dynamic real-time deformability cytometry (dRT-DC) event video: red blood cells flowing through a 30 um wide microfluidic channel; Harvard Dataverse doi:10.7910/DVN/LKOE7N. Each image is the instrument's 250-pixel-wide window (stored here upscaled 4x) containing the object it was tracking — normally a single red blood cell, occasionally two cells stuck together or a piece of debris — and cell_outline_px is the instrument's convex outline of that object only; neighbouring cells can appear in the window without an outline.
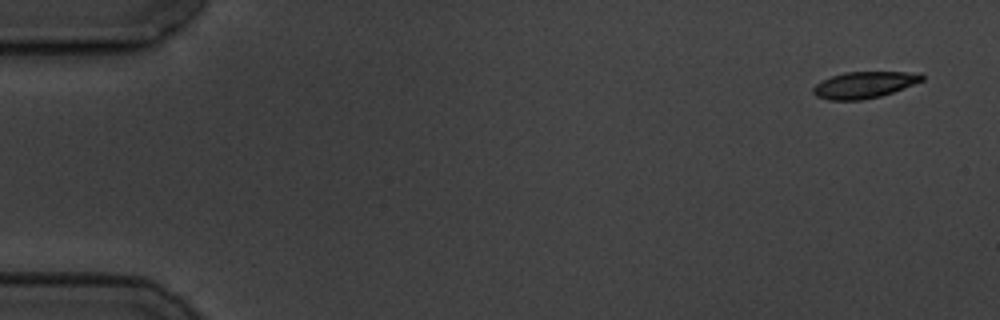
{"species": "common noctule bat (a hibernating species)", "species_latin": "Nyctalus noctula", "temperature_condition": "cold", "stored_images_in_passage": 5, "camera_frame_rate_fps": 3000, "um_per_image_px": 0.085, "animal": {"sex": "male", "body_mass_g": 19.5, "forearm_length_mm": 54.6}, "frame": {"image": 1, "passage_image": 1, "time_ms": 0.0, "image_size_px": [1000, 320], "cell_outline_px": [[924, 80], [892, 92], [880, 96], [860, 100], [828, 100], [816, 96], [812, 92], [812, 88], [820, 80], [844, 72], [920, 72], [924, 76]], "centroid_in_image_um": [73.43, 7.21], "position_along_channel_um": 11.6, "area_um2": 16.82}}
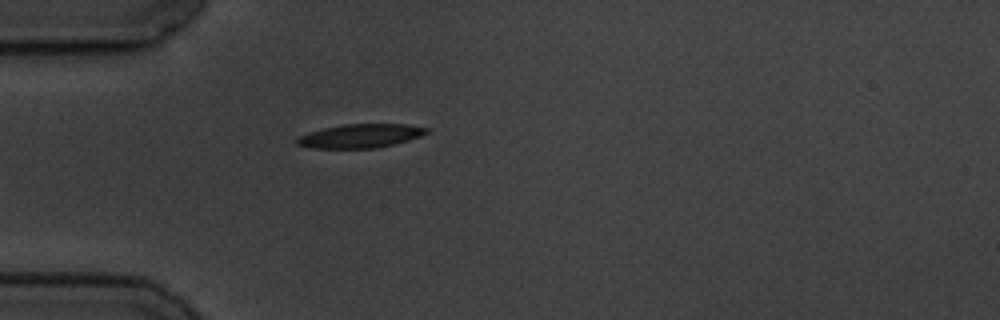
{"frame": {"image": 2, "passage_image": 5, "time_ms": 4.667, "image_size_px": [1000, 320], "cell_outline_px": [[428, 132], [420, 136], [396, 144], [376, 148], [312, 148], [296, 144], [296, 140], [300, 136], [324, 128], [344, 124], [408, 124], [428, 128]], "centroid_in_image_um": [30.67, 11.55], "position_along_channel_um": 54.3, "area_um2": 17.8}}